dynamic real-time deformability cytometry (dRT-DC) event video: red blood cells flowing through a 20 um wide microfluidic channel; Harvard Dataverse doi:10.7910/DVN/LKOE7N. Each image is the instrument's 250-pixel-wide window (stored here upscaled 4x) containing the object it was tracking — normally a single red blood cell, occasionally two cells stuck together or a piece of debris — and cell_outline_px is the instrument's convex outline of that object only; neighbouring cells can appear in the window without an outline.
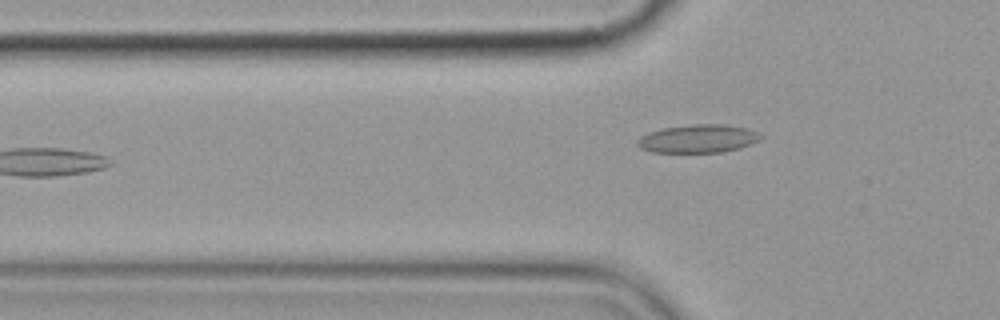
{"species": "common noctule bat (a hibernating species)", "species_latin": "Nyctalus noctula", "temperature_condition": "cold", "stored_images_in_passage": 2, "camera_frame_rate_fps": 3000, "um_per_image_px": 0.085, "animal": {"sex": "female", "body_mass_g": 19.9}, "frame": {"image": 1, "passage_image": 2, "time_ms": 1.333, "image_size_px": [1000, 320], "cell_outline_px": [[764, 136], [760, 140], [752, 144], [740, 148], [720, 152], [652, 152], [640, 148], [636, 144], [636, 140], [640, 136], [648, 132], [660, 128], [692, 124], [724, 124], [748, 128]], "centroid_in_image_um": [59.32, 11.78], "position_along_channel_um": 66.5, "area_um2": 20.52}}